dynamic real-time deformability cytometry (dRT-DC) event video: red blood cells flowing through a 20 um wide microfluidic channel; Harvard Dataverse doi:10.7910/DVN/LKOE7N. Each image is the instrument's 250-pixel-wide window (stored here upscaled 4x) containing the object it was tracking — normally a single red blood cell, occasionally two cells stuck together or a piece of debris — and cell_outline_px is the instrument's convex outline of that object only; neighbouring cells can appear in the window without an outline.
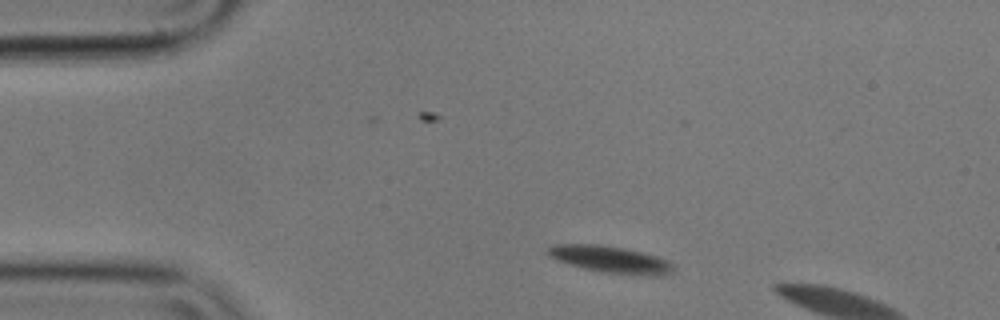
{"species": "common noctule bat (a hibernating species)", "species_latin": "Nyctalus noctula", "temperature_condition": "cold", "stored_images_in_passage": 2, "camera_frame_rate_fps": 3000, "um_per_image_px": 0.085, "animal": {"sex": "male", "body_mass_g": 17.9}, "frame": {"image": 1, "passage_image": 1, "time_ms": 0.0, "image_size_px": [1000, 320], "cell_outline_px": [[676, 268], [672, 272], [656, 276], [644, 276], [604, 272], [584, 268], [556, 260], [548, 256], [544, 252], [544, 248], [552, 244], [600, 244], [624, 248], [656, 256], [668, 260]], "centroid_in_image_um": [51.84, 22.04], "position_along_channel_um": 33.2, "area_um2": 19.88}}